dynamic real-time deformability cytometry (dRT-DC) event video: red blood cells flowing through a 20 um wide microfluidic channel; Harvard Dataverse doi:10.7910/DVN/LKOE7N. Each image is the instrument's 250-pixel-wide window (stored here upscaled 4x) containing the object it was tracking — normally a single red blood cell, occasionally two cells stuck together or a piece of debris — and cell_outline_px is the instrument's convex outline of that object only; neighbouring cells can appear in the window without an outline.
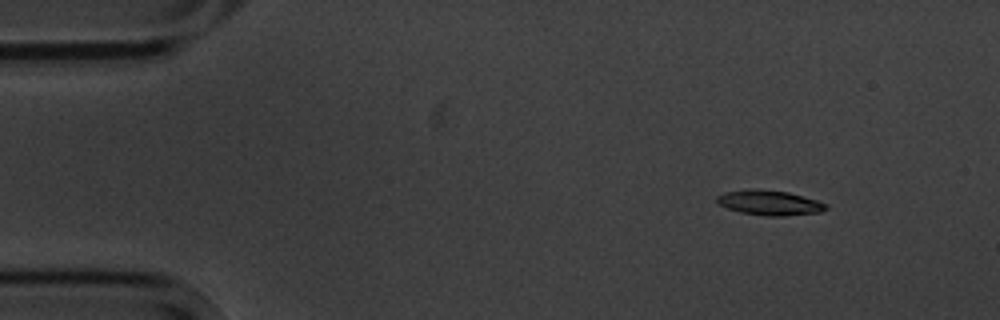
{"species": "common noctule bat (a hibernating species)", "species_latin": "Nyctalus noctula", "temperature_condition": "cold", "stored_images_in_passage": 4, "camera_frame_rate_fps": 3000, "um_per_image_px": 0.085, "animal": {"sex": "male", "body_mass_g": 20.1, "forearm_length_mm": 53.5}, "frame": {"image": 1, "passage_image": 1, "time_ms": 0.0, "image_size_px": [1000, 320], "cell_outline_px": [[828, 208], [820, 212], [784, 216], [768, 216], [740, 212], [728, 208], [720, 204], [716, 200], [716, 196], [724, 192], [788, 192], [816, 200], [828, 204]], "centroid_in_image_um": [65.49, 17.29], "position_along_channel_um": 19.5, "area_um2": 14.85}}
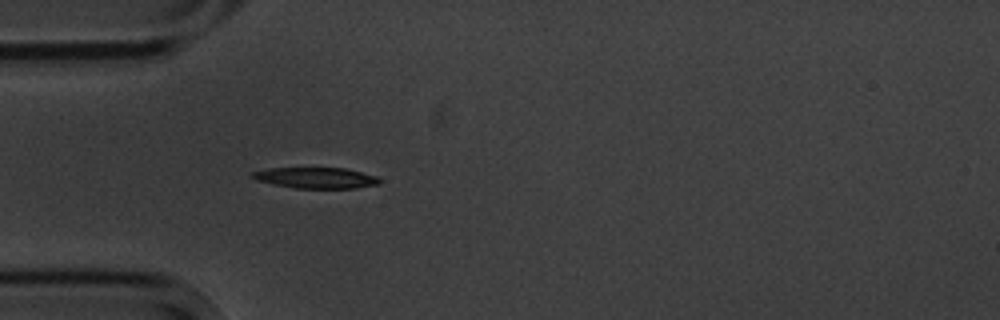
{"frame": {"image": 2, "passage_image": 4, "time_ms": 3.333, "image_size_px": [1000, 320], "cell_outline_px": [[380, 184], [356, 188], [296, 188], [256, 180], [248, 176], [252, 172], [268, 168], [344, 168], [376, 176], [380, 180]], "centroid_in_image_um": [26.83, 15.11], "position_along_channel_um": 58.2, "area_um2": 15.37}}